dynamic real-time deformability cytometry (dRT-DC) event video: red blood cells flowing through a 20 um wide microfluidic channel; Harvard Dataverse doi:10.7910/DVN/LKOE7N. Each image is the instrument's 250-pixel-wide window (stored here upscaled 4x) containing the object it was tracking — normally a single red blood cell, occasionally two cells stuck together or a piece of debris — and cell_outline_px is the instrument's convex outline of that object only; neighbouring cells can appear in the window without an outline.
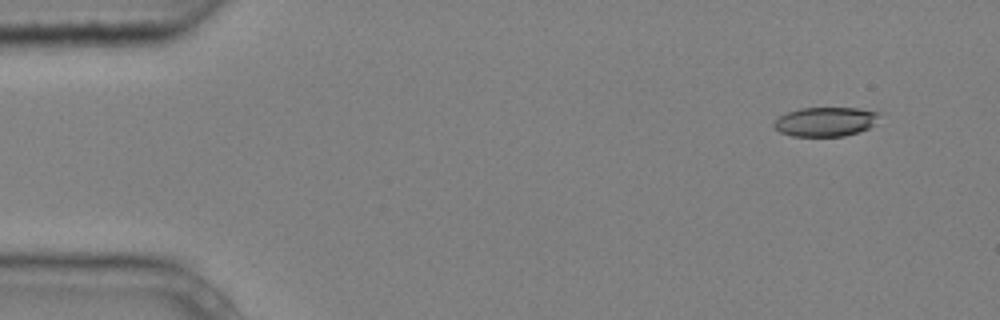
{"species": "common noctule bat (a hibernating species)", "species_latin": "Nyctalus noctula", "temperature_condition": "cold", "stored_images_in_passage": 4, "camera_frame_rate_fps": 3000, "um_per_image_px": 0.085, "animal": {"sex": "male", "body_mass_g": 20.4}, "frame": {"image": 1, "passage_image": 1, "time_ms": 0.0, "image_size_px": [1000, 320], "cell_outline_px": [[880, 112], [872, 124], [868, 128], [860, 132], [844, 136], [792, 136], [780, 132], [772, 124], [780, 116], [788, 112], [800, 108], [856, 108]], "centroid_in_image_um": [70.14, 10.35], "position_along_channel_um": 14.9, "area_um2": 17.74}}
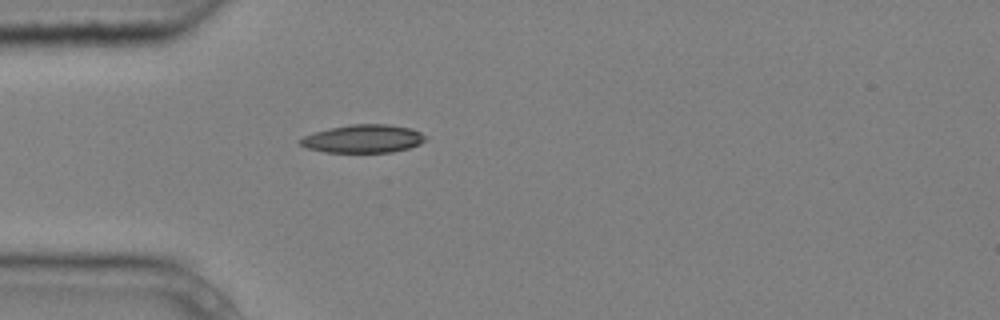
{"frame": {"image": 2, "passage_image": 4, "time_ms": 1.0, "image_size_px": [1000, 320], "cell_outline_px": [[428, 136], [420, 144], [408, 148], [392, 152], [324, 152], [308, 148], [300, 144], [300, 140], [304, 136], [328, 128], [352, 124], [388, 124], [412, 128]], "centroid_in_image_um": [30.91, 11.79], "position_along_channel_um": 54.1, "area_um2": 20.46}}